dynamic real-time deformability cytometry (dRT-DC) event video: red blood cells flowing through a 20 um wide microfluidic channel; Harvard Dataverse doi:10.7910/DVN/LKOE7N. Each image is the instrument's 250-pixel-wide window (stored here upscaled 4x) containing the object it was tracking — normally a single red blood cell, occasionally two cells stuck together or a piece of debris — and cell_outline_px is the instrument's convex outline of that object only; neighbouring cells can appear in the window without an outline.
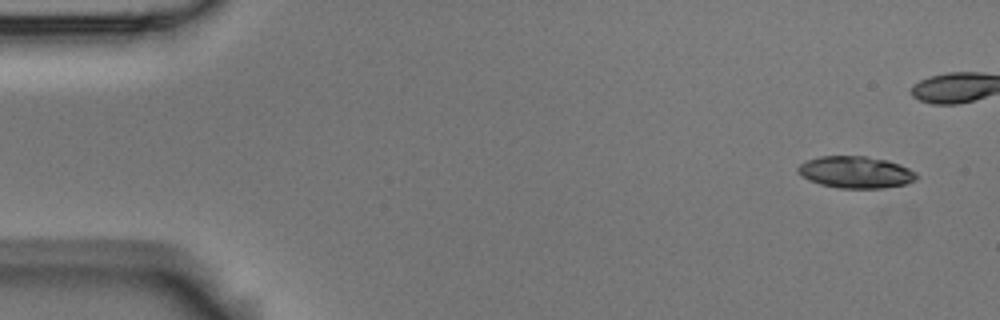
{"species": "Egyptian fruit bat (a non-hibernating species)", "species_latin": "Rousettus aegyptiacus", "temperature_condition": "room temperature", "stored_images_in_passage": 42, "camera_frame_rate_fps": 3000, "um_per_image_px": 0.085, "animal": {"sex": "male"}, "frame": {"image": 1, "passage_image": 1, "time_ms": 0.0, "image_size_px": [1000, 320], "cell_outline_px": [[920, 176], [916, 180], [908, 184], [884, 188], [840, 188], [820, 184], [808, 180], [796, 172], [796, 168], [800, 164], [808, 160], [820, 156], [864, 156], [888, 160], [900, 164], [916, 172]], "centroid_in_image_um": [72.76, 14.64], "position_along_channel_um": 12.2, "area_um2": 22.25}}
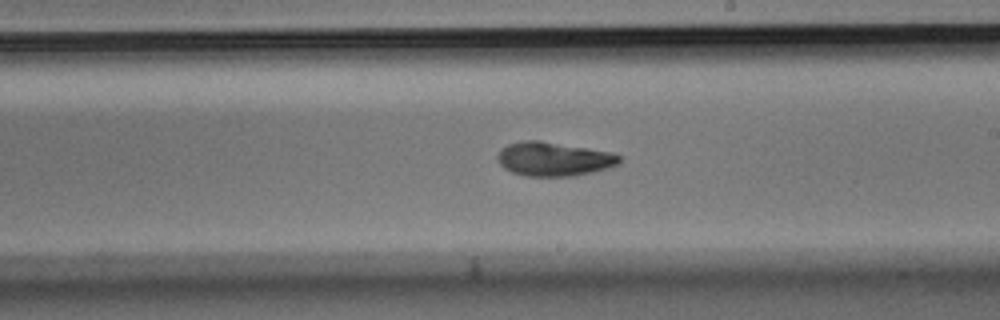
{"frame": {"image": 2, "passage_image": 29, "time_ms": 9.333, "image_size_px": [1000, 320], "cell_outline_px": [[620, 164], [608, 168], [576, 176], [528, 176], [512, 172], [504, 168], [500, 164], [496, 156], [500, 148], [508, 144], [524, 140], [540, 140], [612, 152], [620, 156]], "centroid_in_image_um": [47.06, 13.51], "position_along_channel_um": 241.9, "area_um2": 24.28}}
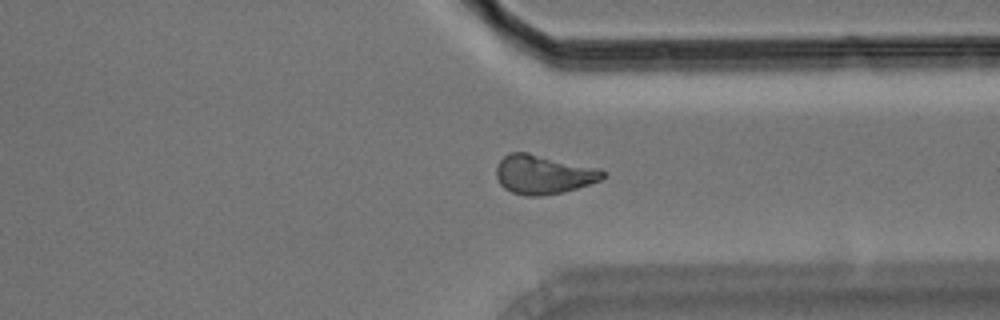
{"frame": {"image": 3, "passage_image": 39, "time_ms": 12.667, "image_size_px": [1000, 320], "cell_outline_px": [[608, 172], [600, 180], [576, 188], [560, 192], [540, 196], [524, 196], [512, 192], [504, 188], [500, 184], [496, 176], [496, 168], [500, 160], [508, 152], [528, 152], [600, 168]], "centroid_in_image_um": [46.18, 14.81], "position_along_channel_um": 365.2, "area_um2": 24.33}}